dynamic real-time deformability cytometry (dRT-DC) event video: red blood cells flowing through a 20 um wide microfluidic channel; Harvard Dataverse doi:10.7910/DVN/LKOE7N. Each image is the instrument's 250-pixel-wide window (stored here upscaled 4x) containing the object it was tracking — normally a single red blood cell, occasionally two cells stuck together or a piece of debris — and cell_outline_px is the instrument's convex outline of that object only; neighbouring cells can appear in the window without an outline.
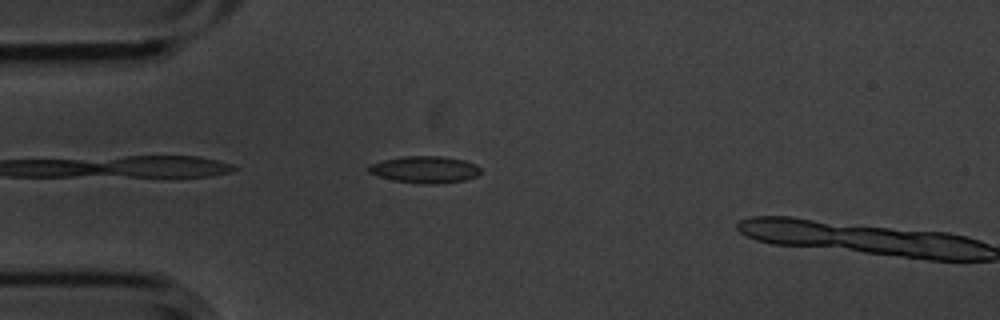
{"species": "common noctule bat (a hibernating species)", "species_latin": "Nyctalus noctula", "temperature_condition": "cold", "stored_images_in_passage": 5, "camera_frame_rate_fps": 3000, "um_per_image_px": 0.085, "animal": {"sex": "male", "body_mass_g": 20.1, "forearm_length_mm": 53.5}, "frame": {"image": 1, "passage_image": 4, "time_ms": 1.0, "image_size_px": [1000, 320], "cell_outline_px": [[480, 172], [476, 176], [464, 180], [436, 184], [424, 184], [396, 180], [376, 176], [368, 172], [364, 168], [368, 164], [384, 160], [404, 156], [444, 156], [464, 160], [476, 164], [480, 168]], "centroid_in_image_um": [36.07, 14.4], "position_along_channel_um": 48.9, "area_um2": 17.63}}